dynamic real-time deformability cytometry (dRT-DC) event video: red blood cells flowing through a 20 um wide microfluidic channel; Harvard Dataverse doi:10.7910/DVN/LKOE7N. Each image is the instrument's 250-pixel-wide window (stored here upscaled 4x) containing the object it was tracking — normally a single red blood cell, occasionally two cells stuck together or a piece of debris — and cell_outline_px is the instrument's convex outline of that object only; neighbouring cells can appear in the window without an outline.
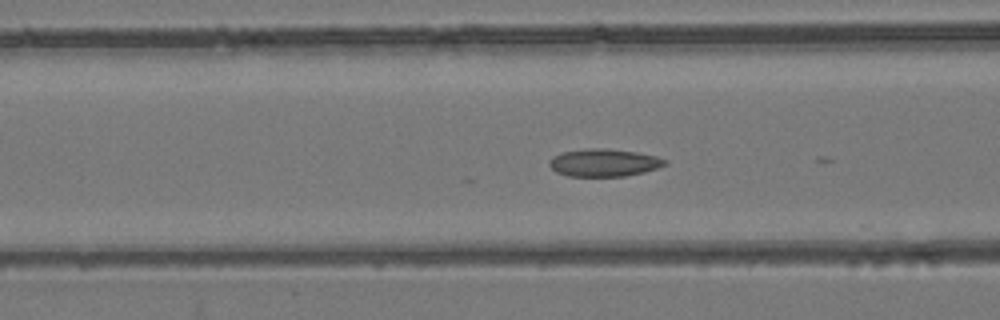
{"species": "common noctule bat (a hibernating species)", "species_latin": "Nyctalus noctula", "temperature_condition": "room temperature", "stored_images_in_passage": 26, "camera_frame_rate_fps": 3000, "um_per_image_px": 0.085, "animal": {"sex": "female", "body_mass_g": 24.6, "forearm_length_mm": 56.2}, "frame": {"image": 1, "passage_image": 22, "time_ms": 7.0, "image_size_px": [1000, 320], "cell_outline_px": [[668, 164], [644, 172], [624, 176], [568, 176], [556, 172], [548, 164], [548, 160], [552, 156], [560, 152], [588, 148], [604, 148], [636, 152], [656, 156], [668, 160]], "centroid_in_image_um": [51.31, 13.82], "position_along_channel_um": 115.3, "area_um2": 18.73}}
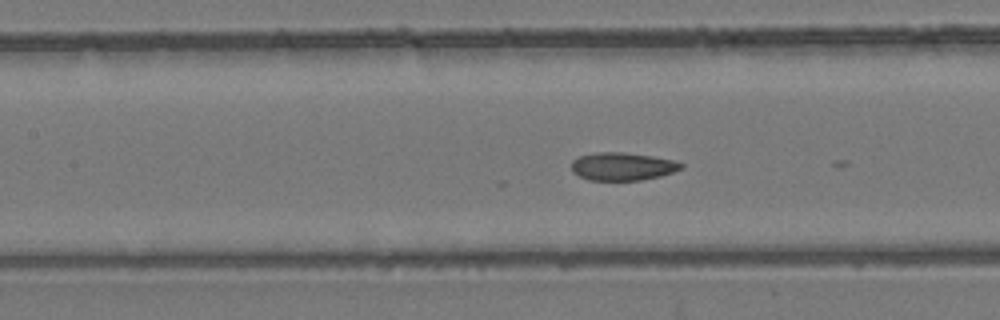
{"frame": {"image": 2, "passage_image": 25, "time_ms": 8.0, "image_size_px": [1000, 320], "cell_outline_px": [[684, 168], [660, 176], [640, 180], [588, 180], [572, 172], [572, 160], [580, 156], [596, 152], [624, 152], [652, 156], [676, 160], [684, 164]], "centroid_in_image_um": [52.93, 14.14], "position_along_channel_um": 154.5, "area_um2": 17.92}}